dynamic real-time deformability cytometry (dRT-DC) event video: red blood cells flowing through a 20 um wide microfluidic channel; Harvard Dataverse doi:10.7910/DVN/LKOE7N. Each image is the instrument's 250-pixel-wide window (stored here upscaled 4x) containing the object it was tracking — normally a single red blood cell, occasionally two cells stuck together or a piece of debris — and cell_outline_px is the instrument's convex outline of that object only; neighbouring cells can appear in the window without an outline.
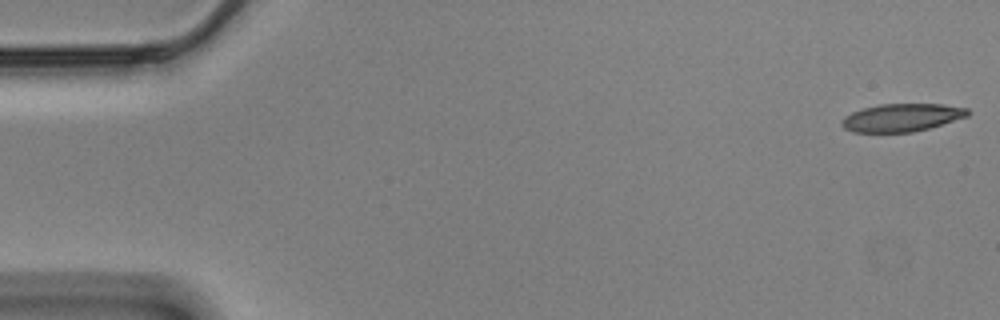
{"species": "Egyptian fruit bat (a non-hibernating species)", "species_latin": "Rousettus aegyptiacus", "temperature_condition": "cold", "stored_images_in_passage": 12, "camera_frame_rate_fps": 3000, "um_per_image_px": 0.085, "animal": {"sex": "male"}, "frame": {"image": 1, "passage_image": 1, "time_ms": 0.0, "image_size_px": [1000, 320], "cell_outline_px": [[968, 116], [928, 128], [912, 132], [852, 132], [844, 128], [840, 124], [840, 120], [844, 116], [852, 112], [864, 108], [880, 104], [944, 104], [968, 108]], "centroid_in_image_um": [76.61, 9.99], "position_along_channel_um": 8.4, "area_um2": 20.4}}